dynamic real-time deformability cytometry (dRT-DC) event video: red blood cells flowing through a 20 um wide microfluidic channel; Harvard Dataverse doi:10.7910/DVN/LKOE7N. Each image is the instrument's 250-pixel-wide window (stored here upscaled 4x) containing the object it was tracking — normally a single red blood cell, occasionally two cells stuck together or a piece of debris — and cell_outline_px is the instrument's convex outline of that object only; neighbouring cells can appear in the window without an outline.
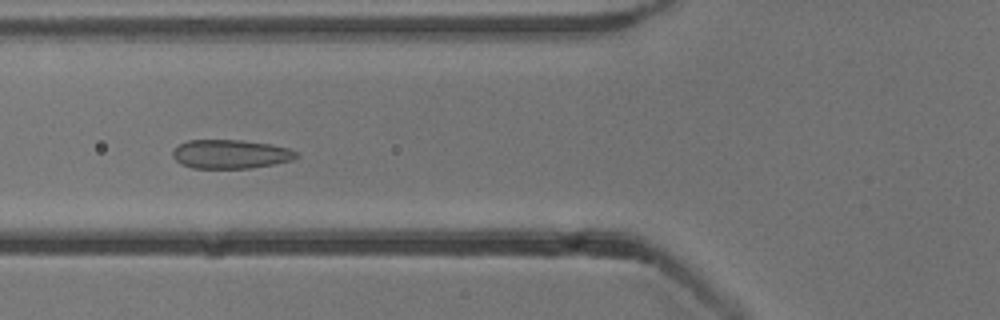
{"species": "common noctule bat (a hibernating species)", "species_latin": "Nyctalus noctula", "temperature_condition": "cold", "stored_images_in_passage": 55, "camera_frame_rate_fps": 3000, "um_per_image_px": 0.085, "animal": {"sex": "male", "body_mass_g": 13.3}, "frame": {"image": 1, "passage_image": 21, "time_ms": 6.667, "image_size_px": [1000, 320], "cell_outline_px": [[300, 156], [292, 160], [252, 168], [192, 168], [180, 164], [172, 156], [172, 152], [180, 144], [188, 140], [240, 140], [272, 144], [288, 148], [296, 152]], "centroid_in_image_um": [19.6, 13.1], "position_along_channel_um": 106.2, "area_um2": 20.81}}
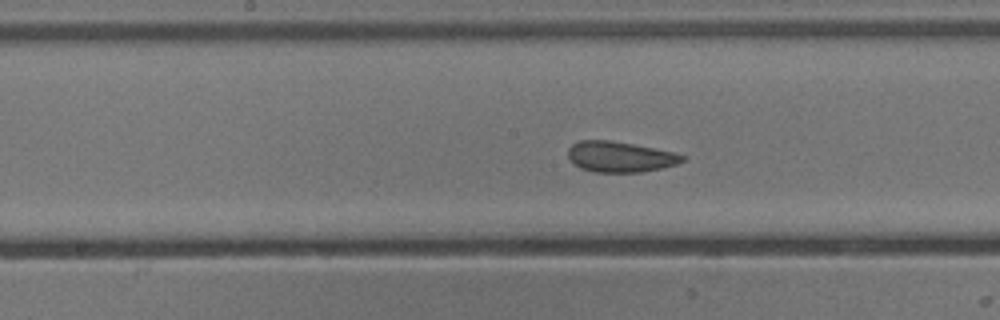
{"frame": {"image": 2, "passage_image": 28, "time_ms": 9.0, "image_size_px": [1000, 320], "cell_outline_px": [[684, 160], [676, 164], [660, 168], [640, 172], [592, 172], [580, 168], [568, 156], [568, 148], [572, 144], [580, 140], [612, 140], [672, 152], [684, 156]], "centroid_in_image_um": [52.66, 13.32], "position_along_channel_um": 195.5, "area_um2": 20.11}}
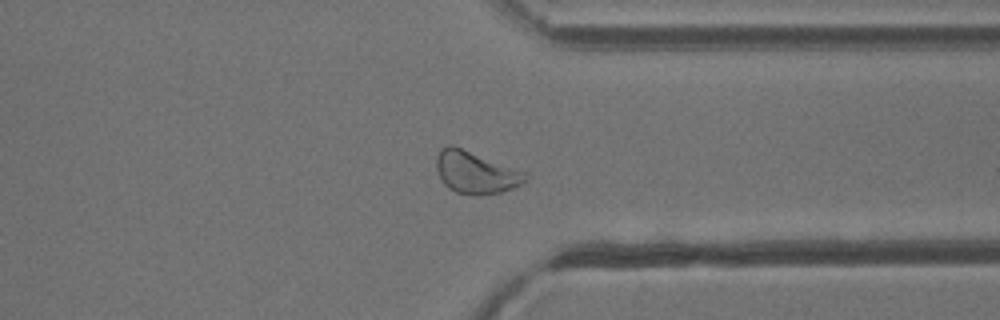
{"frame": {"image": 3, "passage_image": 42, "time_ms": 13.667, "image_size_px": [1000, 320], "cell_outline_px": [[528, 180], [512, 188], [500, 192], [456, 192], [448, 188], [440, 180], [436, 168], [436, 156], [440, 148], [448, 144], [452, 144], [528, 172]], "centroid_in_image_um": [40.42, 14.59], "position_along_channel_um": 371.0, "area_um2": 21.68}, "authors_computed_cell_mechanics": {"area_um2": 22.3108, "velocity_mm_per_s": 3.8064, "shape_relaxation_time_tau1_ms": 2.9592, "shape_relaxation_time_tau2_ms": 1.3368, "deformation_change_tau1": 0.0687, "deformation_change_tau2": 0.0503}}